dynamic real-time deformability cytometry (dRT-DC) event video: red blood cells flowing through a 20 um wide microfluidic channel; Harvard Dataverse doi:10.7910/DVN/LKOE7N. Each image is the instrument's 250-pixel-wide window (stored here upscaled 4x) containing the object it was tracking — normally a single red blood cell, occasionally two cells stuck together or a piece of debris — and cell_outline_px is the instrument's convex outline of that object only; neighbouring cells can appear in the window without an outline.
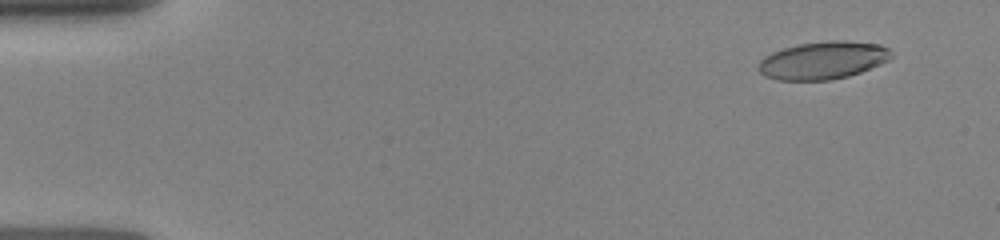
{"species": "human", "species_latin": "Homo sapiens", "temperature_condition": "room temperature", "stored_images_in_passage": 8, "camera_frame_rate_fps": 3000, "um_per_image_px": 0.085, "donor": {"sex": "female"}, "frame": {"image": 1, "passage_image": 2, "time_ms": 0.667, "image_size_px": [1000, 240], "cell_outline_px": [[892, 56], [888, 60], [880, 64], [860, 72], [848, 76], [832, 80], [776, 80], [764, 76], [756, 68], [760, 60], [764, 56], [772, 52], [784, 48], [800, 44], [832, 40], [840, 40], [880, 44], [888, 48], [892, 52]], "centroid_in_image_um": [69.93, 5.13], "position_along_channel_um": 15.1, "area_um2": 29.25}}
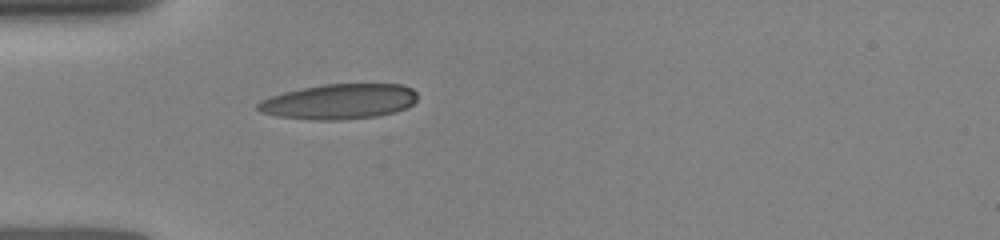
{"frame": {"image": 2, "passage_image": 8, "time_ms": 4.333, "image_size_px": [1000, 240], "cell_outline_px": [[416, 100], [412, 104], [396, 112], [376, 116], [340, 120], [312, 120], [276, 116], [260, 112], [256, 108], [256, 104], [260, 100], [284, 92], [324, 84], [400, 84], [412, 88], [416, 92]], "centroid_in_image_um": [28.81, 8.64], "position_along_channel_um": 56.2, "area_um2": 32.71}}